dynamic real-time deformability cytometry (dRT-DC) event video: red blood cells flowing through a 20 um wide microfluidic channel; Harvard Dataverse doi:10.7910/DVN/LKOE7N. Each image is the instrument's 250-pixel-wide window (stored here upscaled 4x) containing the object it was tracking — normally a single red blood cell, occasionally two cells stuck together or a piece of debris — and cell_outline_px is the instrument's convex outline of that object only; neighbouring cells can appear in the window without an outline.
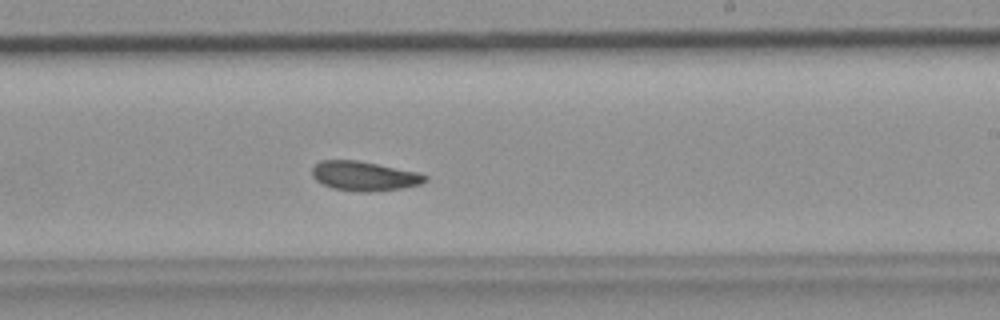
{"species": "common noctule bat (a hibernating species)", "species_latin": "Nyctalus noctula", "temperature_condition": "room temperature", "stored_images_in_passage": 37, "camera_frame_rate_fps": 3000, "um_per_image_px": 0.085, "animal": {"sex": "female", "body_mass_g": 19.9}, "frame": {"image": 1, "passage_image": 27, "time_ms": 8.667, "image_size_px": [1000, 320], "cell_outline_px": [[428, 180], [420, 184], [400, 188], [368, 192], [356, 192], [332, 188], [316, 180], [312, 176], [312, 168], [320, 160], [356, 160], [420, 172], [428, 176]], "centroid_in_image_um": [30.97, 14.96], "position_along_channel_um": 258.0, "area_um2": 19.42}}